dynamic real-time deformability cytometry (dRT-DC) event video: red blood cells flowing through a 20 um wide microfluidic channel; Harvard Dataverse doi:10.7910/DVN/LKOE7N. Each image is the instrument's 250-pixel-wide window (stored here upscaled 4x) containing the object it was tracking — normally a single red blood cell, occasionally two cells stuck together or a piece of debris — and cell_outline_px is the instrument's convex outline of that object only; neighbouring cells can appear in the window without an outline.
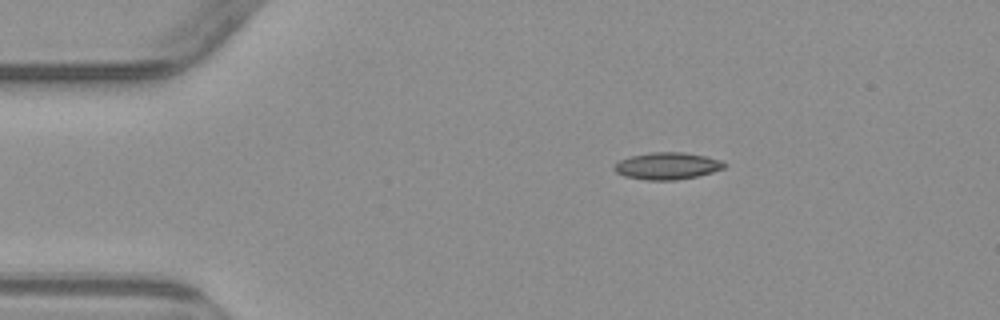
{"species": "common noctule bat (a hibernating species)", "species_latin": "Nyctalus noctula", "temperature_condition": "warm", "stored_images_in_passage": 5, "camera_frame_rate_fps": 3000, "um_per_image_px": 0.085, "animal": {"sex": "male", "body_mass_g": 23.1, "forearm_length_mm": 52.7}, "frame": {"image": 1, "passage_image": 1, "time_ms": 0.0, "image_size_px": [1000, 320], "cell_outline_px": [[728, 164], [724, 168], [712, 172], [696, 176], [676, 180], [644, 180], [624, 176], [616, 172], [612, 168], [620, 160], [628, 156], [652, 152], [684, 152], [704, 156], [720, 160]], "centroid_in_image_um": [56.69, 14.1], "position_along_channel_um": 28.3, "area_um2": 17.34}}
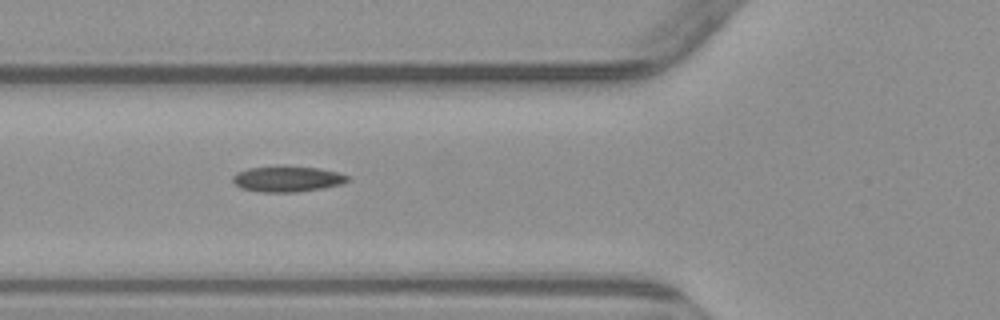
{"frame": {"image": 2, "passage_image": 4, "time_ms": 3.333, "image_size_px": [1000, 320], "cell_outline_px": [[348, 180], [340, 184], [324, 188], [296, 192], [260, 192], [240, 188], [232, 180], [232, 176], [236, 172], [248, 168], [320, 168], [340, 172], [348, 176]], "centroid_in_image_um": [24.41, 15.24], "position_along_channel_um": 101.4, "area_um2": 16.7}}
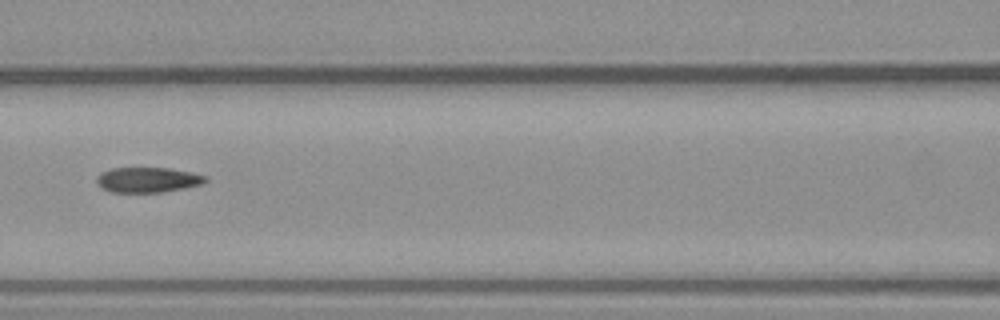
{"frame": {"image": 3, "passage_image": 5, "time_ms": 4.667, "image_size_px": [1000, 320], "cell_outline_px": [[208, 180], [200, 184], [184, 188], [160, 192], [112, 192], [96, 184], [96, 176], [100, 172], [112, 168], [168, 168], [192, 172], [208, 176]], "centroid_in_image_um": [12.54, 15.27], "position_along_channel_um": 154.1, "area_um2": 15.95}}